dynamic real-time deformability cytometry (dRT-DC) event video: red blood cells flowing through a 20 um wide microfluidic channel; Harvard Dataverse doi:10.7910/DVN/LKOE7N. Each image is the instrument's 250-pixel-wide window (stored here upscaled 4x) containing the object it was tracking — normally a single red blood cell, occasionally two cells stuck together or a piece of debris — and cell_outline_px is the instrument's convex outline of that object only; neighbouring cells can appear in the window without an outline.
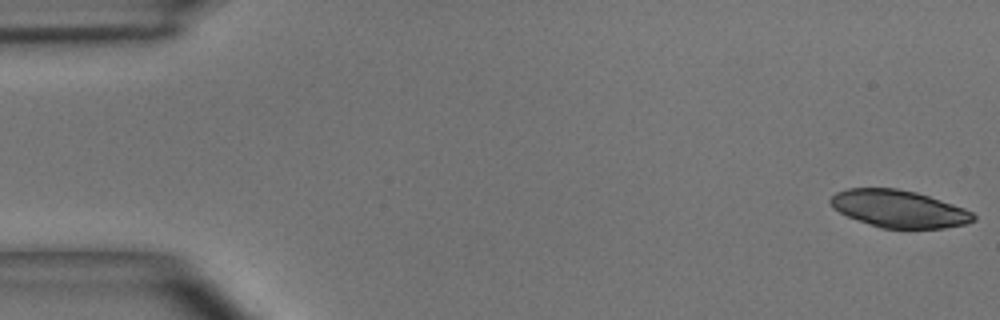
{"species": "common noctule bat (a hibernating species)", "species_latin": "Nyctalus noctula", "temperature_condition": "room temperature", "stored_images_in_passage": 48, "camera_frame_rate_fps": 3000, "um_per_image_px": 0.085, "animal": {"sex": "male", "body_mass_g": 15.6}, "frame": {"image": 1, "passage_image": 1, "time_ms": 0.0, "image_size_px": [1000, 320], "cell_outline_px": [[976, 220], [968, 224], [944, 228], [880, 228], [868, 224], [848, 216], [832, 208], [828, 200], [836, 192], [848, 188], [896, 188], [916, 192], [964, 208], [972, 212], [976, 216]], "centroid_in_image_um": [76.4, 17.75], "position_along_channel_um": 8.6, "area_um2": 31.1}}